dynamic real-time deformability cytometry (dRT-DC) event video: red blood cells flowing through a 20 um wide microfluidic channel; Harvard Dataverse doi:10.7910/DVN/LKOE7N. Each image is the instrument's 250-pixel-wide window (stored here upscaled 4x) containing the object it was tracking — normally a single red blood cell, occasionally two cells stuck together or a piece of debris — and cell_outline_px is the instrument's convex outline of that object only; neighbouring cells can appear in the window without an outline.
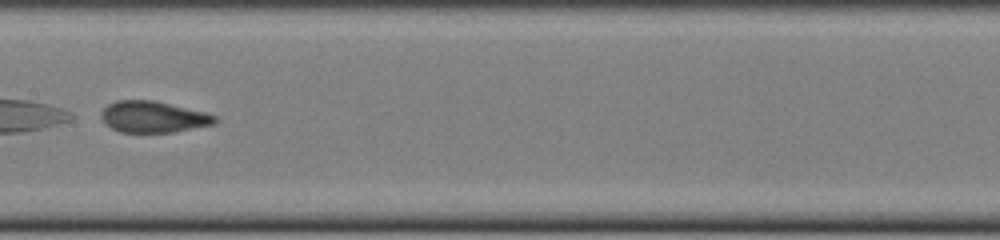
{"species": "common noctule bat (a hibernating species)", "species_latin": "Nyctalus noctula", "temperature_condition": "cold", "stored_images_in_passage": 32, "camera_frame_rate_fps": 3000, "um_per_image_px": 0.085, "animal": {"sex": "female", "body_mass_g": 22.0, "forearm_length_mm": 56.7}, "frame": {"image": 1, "passage_image": 14, "time_ms": 4.333, "image_size_px": [1000, 240], "cell_outline_px": [[216, 124], [172, 132], [120, 132], [112, 128], [100, 116], [100, 112], [108, 104], [116, 100], [152, 100], [204, 112], [216, 116]], "centroid_in_image_um": [13.01, 9.93], "position_along_channel_um": 194.4, "area_um2": 20.52}, "authors_computed_cell_mechanics": {"area_um2": 20.9525, "velocity_mm_per_s": 3.9777, "shape_relaxation_time_tau1_ms": 3.8971, "shape_relaxation_time_tau2_ms": 1.3734, "deformation_change_tau1": 0.1027, "deformation_change_tau2": 0.0712}}